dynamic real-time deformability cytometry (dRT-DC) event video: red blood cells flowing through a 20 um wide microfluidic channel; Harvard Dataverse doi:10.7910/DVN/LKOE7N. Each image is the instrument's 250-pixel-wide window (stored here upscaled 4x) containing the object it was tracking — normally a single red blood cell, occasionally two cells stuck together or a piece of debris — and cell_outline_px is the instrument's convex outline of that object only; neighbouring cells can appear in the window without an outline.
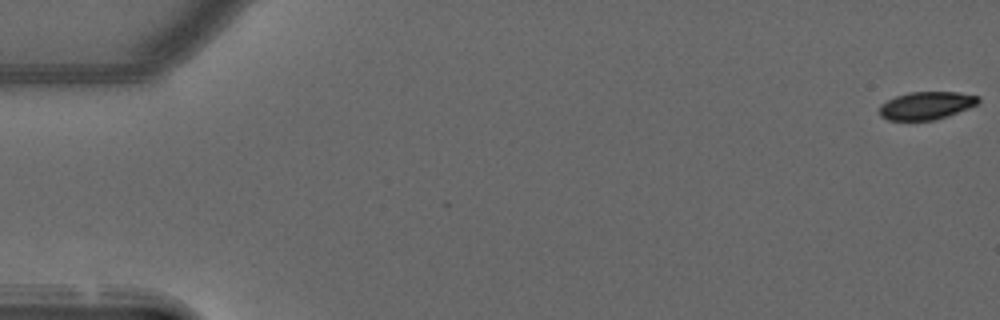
{"species": "common noctule bat (a hibernating species)", "species_latin": "Nyctalus noctula", "temperature_condition": "warm", "stored_images_in_passage": 52, "camera_frame_rate_fps": 3000, "um_per_image_px": 0.085, "animal": {"sex": "male", "forearm_length_mm": 52.5}, "frame": {"image": 1, "passage_image": 1, "time_ms": 0.0, "image_size_px": [1000, 320], "cell_outline_px": [[980, 100], [976, 104], [968, 108], [948, 116], [936, 120], [888, 120], [880, 116], [880, 104], [896, 96], [908, 92], [960, 92], [980, 96]], "centroid_in_image_um": [78.75, 8.97], "position_along_channel_um": 6.3, "area_um2": 16.07}}
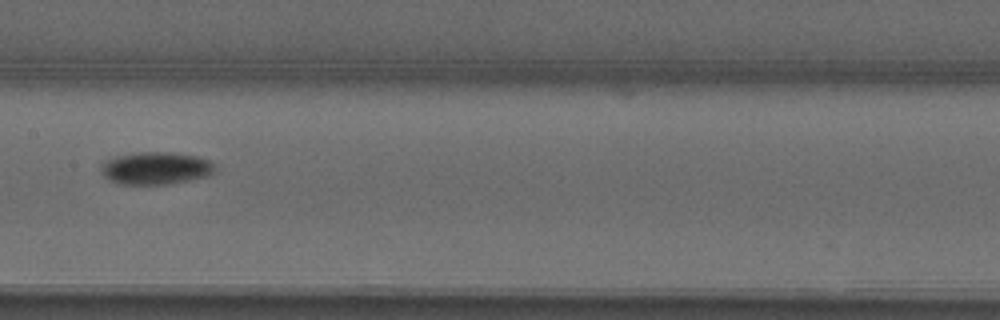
{"frame": {"image": 2, "passage_image": 27, "time_ms": 8.667, "image_size_px": [1000, 320], "cell_outline_px": [[216, 172], [208, 176], [168, 184], [120, 184], [108, 180], [100, 172], [100, 168], [104, 160], [112, 156], [140, 152], [168, 152], [196, 156], [208, 160], [212, 164]], "centroid_in_image_um": [13.18, 14.29], "position_along_channel_um": 194.2, "area_um2": 21.68}}
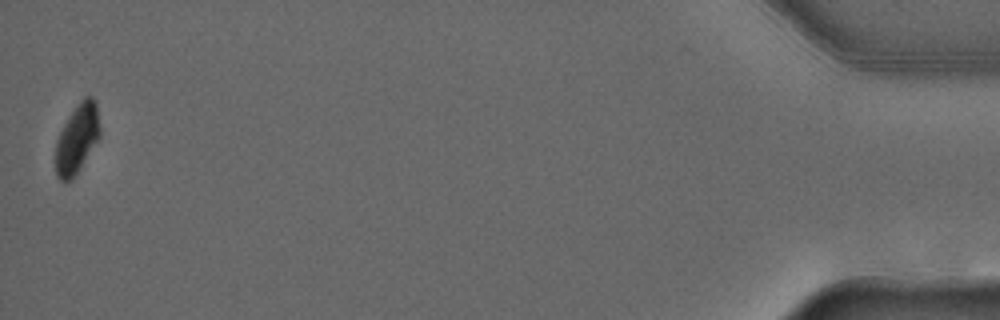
{"frame": {"image": 3, "passage_image": 52, "time_ms": 17.0, "image_size_px": [1000, 320], "cell_outline_px": [[100, 136], [72, 180], [60, 180], [56, 176], [56, 140], [68, 116], [80, 100], [84, 96], [92, 96], [96, 100], [100, 128]], "centroid_in_image_um": [6.56, 11.75], "position_along_channel_um": 428.6, "area_um2": 17.74}, "authors_computed_cell_mechanics": {"area_um2": 19.1896, "velocity_mm_per_s": 3.971, "shape_relaxation_time_tau1_ms": 5.0085, "shape_relaxation_time_tau2_ms": null, "deformation_change_tau1": 0.1455, "deformation_change_tau2": null}}